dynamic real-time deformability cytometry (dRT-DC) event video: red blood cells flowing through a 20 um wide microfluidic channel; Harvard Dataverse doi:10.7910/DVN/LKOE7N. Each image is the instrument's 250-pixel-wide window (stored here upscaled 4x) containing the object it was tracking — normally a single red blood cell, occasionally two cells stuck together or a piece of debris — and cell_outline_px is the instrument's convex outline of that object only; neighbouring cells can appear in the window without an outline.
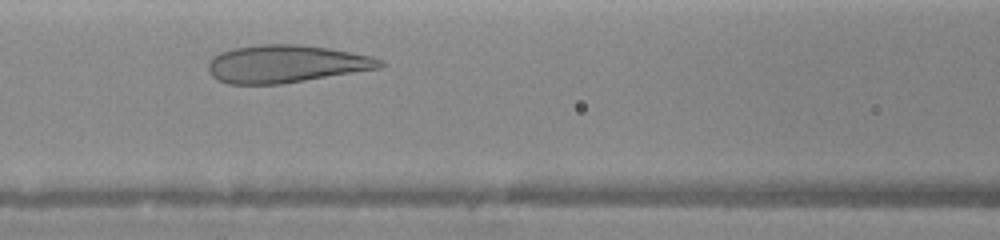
{"species": "human", "species_latin": "Homo sapiens", "temperature_condition": "warm", "stored_images_in_passage": 23, "camera_frame_rate_fps": 3000, "um_per_image_px": 0.085, "donor": {"sex": "female"}, "frame": {"image": 1, "passage_image": 9, "time_ms": 2.333, "image_size_px": [1000, 240], "cell_outline_px": [[384, 68], [280, 84], [228, 84], [216, 80], [208, 72], [208, 64], [212, 56], [220, 52], [232, 48], [260, 44], [300, 44], [328, 48], [372, 56], [384, 60]], "centroid_in_image_um": [24.31, 5.43], "position_along_channel_um": 142.3, "area_um2": 38.09}}
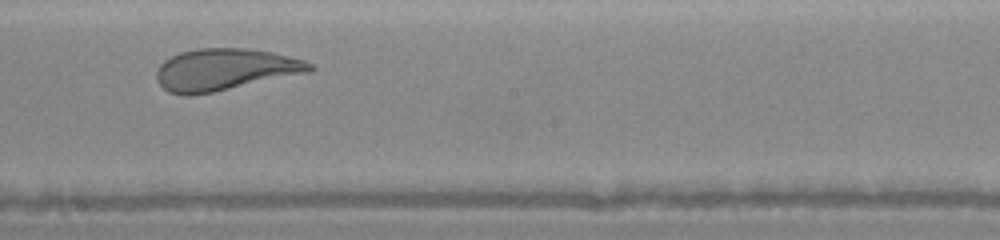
{"frame": {"image": 2, "passage_image": 16, "time_ms": 4.333, "image_size_px": [1000, 240], "cell_outline_px": [[316, 68], [308, 72], [212, 92], [188, 96], [184, 96], [168, 92], [156, 80], [156, 72], [160, 64], [164, 60], [180, 52], [200, 48], [244, 48], [272, 52], [304, 60], [312, 64]], "centroid_in_image_um": [19.08, 5.91], "position_along_channel_um": 229.1, "area_um2": 37.05}}
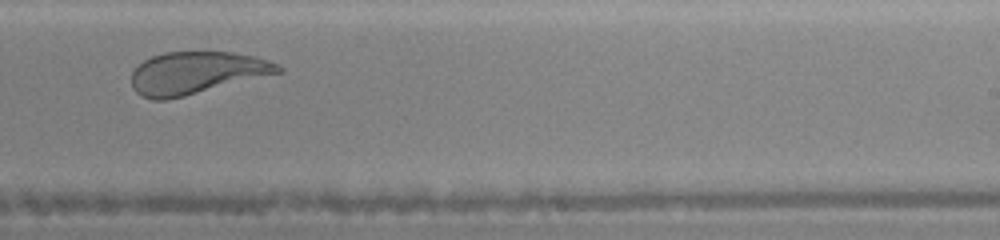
{"frame": {"image": 3, "passage_image": 18, "time_ms": 5.333, "image_size_px": [1000, 240], "cell_outline_px": [[284, 72], [168, 100], [152, 100], [140, 96], [132, 88], [132, 72], [144, 60], [152, 56], [164, 52], [232, 52], [256, 56], [268, 60], [284, 68]], "centroid_in_image_um": [16.71, 6.2], "position_along_channel_um": 272.3, "area_um2": 36.36}}